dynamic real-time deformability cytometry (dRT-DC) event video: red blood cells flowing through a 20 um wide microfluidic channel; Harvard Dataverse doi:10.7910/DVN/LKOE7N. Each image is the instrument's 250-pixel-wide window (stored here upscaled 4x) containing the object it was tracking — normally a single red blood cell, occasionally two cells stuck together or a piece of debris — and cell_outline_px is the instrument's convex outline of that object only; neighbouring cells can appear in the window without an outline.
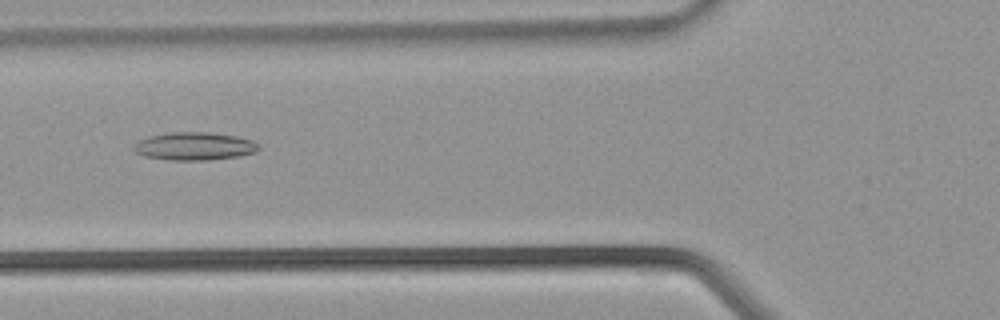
{"species": "common noctule bat (a hibernating species)", "species_latin": "Nyctalus noctula", "temperature_condition": "warm", "stored_images_in_passage": 38, "camera_frame_rate_fps": 3000, "um_per_image_px": 0.085, "animal": {"sex": "male", "body_mass_g": 21.5, "forearm_length_mm": 52.0}, "frame": {"image": 1, "passage_image": 14, "time_ms": 4.333, "image_size_px": [1000, 320], "cell_outline_px": [[260, 148], [256, 152], [240, 156], [208, 160], [168, 160], [144, 156], [136, 152], [132, 148], [140, 140], [148, 136], [168, 132], [208, 132], [236, 136], [252, 140], [260, 144]], "centroid_in_image_um": [16.55, 12.43], "position_along_channel_um": 109.2, "area_um2": 20.46}}
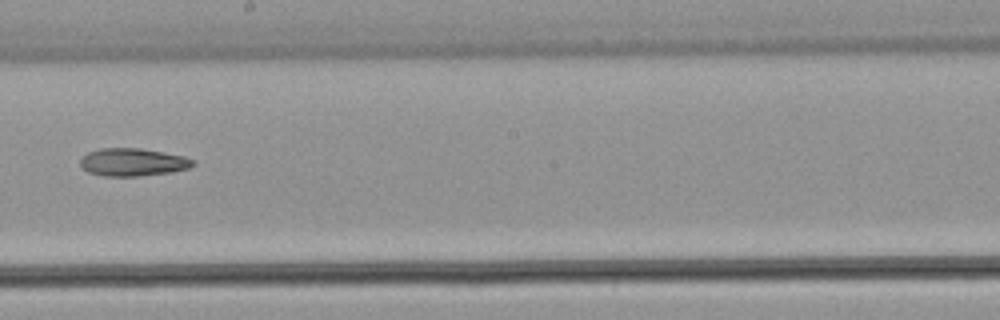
{"frame": {"image": 2, "passage_image": 21, "time_ms": 6.667, "image_size_px": [1000, 320], "cell_outline_px": [[196, 164], [188, 168], [172, 172], [140, 176], [104, 176], [88, 172], [80, 164], [80, 160], [88, 152], [100, 148], [140, 148], [164, 152], [184, 156], [196, 160]], "centroid_in_image_um": [11.33, 13.78], "position_along_channel_um": 236.9, "area_um2": 18.32}}
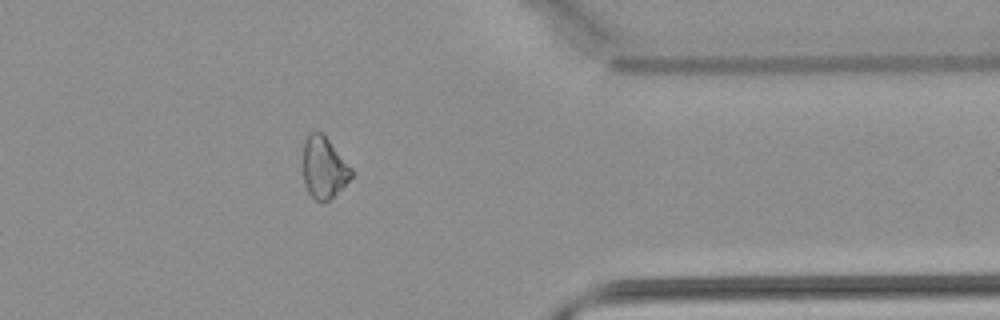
{"frame": {"image": 3, "passage_image": 30, "time_ms": 9.667, "image_size_px": [1000, 320], "cell_outline_px": [[356, 172], [328, 200], [316, 200], [308, 192], [304, 184], [304, 140], [312, 132], [324, 132]], "centroid_in_image_um": [27.56, 14.19], "position_along_channel_um": 383.8, "area_um2": 17.28}}